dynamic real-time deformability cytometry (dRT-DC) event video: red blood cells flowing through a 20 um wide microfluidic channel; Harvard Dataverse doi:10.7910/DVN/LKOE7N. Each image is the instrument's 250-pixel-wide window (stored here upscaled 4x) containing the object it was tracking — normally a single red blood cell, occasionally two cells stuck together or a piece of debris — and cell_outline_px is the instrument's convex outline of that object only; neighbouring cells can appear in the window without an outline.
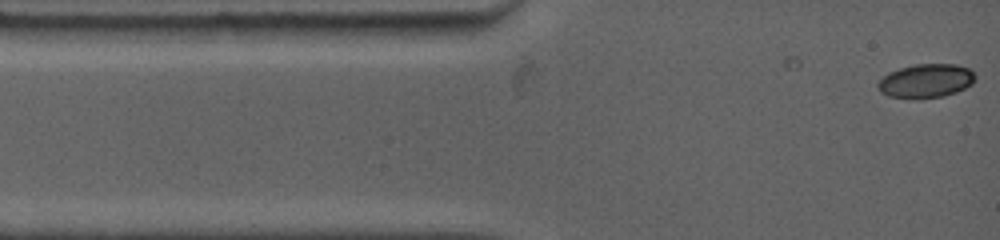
{"species": "common noctule bat (a hibernating species)", "species_latin": "Nyctalus noctula", "temperature_condition": "warm", "stored_images_in_passage": 5, "camera_frame_rate_fps": 4500, "um_per_image_px": 0.085, "animal": {"sex": "female", "body_mass_g": 19.0, "forearm_length_mm": 53.3}, "frame": {"image": 1, "passage_image": 1, "time_ms": 0.0, "image_size_px": [1000, 240], "cell_outline_px": [[972, 84], [956, 92], [944, 96], [888, 96], [880, 92], [880, 80], [884, 76], [900, 68], [916, 64], [956, 64], [968, 68], [972, 72]], "centroid_in_image_um": [78.73, 6.84], "position_along_channel_um": 6.3, "area_um2": 18.15}}